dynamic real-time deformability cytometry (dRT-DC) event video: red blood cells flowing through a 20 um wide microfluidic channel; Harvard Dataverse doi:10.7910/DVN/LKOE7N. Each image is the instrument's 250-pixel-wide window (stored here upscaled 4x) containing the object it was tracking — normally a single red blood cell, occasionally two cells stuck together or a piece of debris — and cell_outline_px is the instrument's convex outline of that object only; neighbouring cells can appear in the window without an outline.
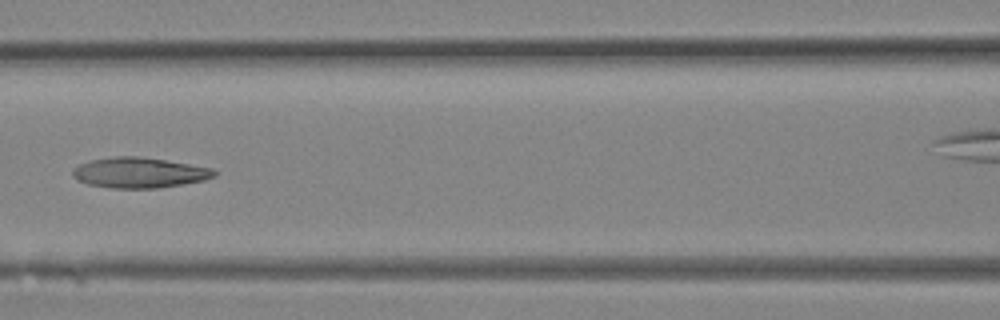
{"species": "Egyptian fruit bat (a non-hibernating species)", "species_latin": "Rousettus aegyptiacus", "temperature_condition": "room temperature", "stored_images_in_passage": 31, "camera_frame_rate_fps": 3000, "um_per_image_px": 0.085, "animal": {"sex": "female"}, "frame": {"image": 1, "passage_image": 13, "time_ms": 4.0, "image_size_px": [1000, 320], "cell_outline_px": [[216, 176], [204, 180], [184, 184], [156, 188], [112, 188], [88, 184], [72, 176], [72, 168], [80, 164], [92, 160], [116, 156], [136, 156], [164, 160], [212, 168], [216, 172]], "centroid_in_image_um": [11.84, 14.68], "position_along_channel_um": 154.8, "area_um2": 24.85}}
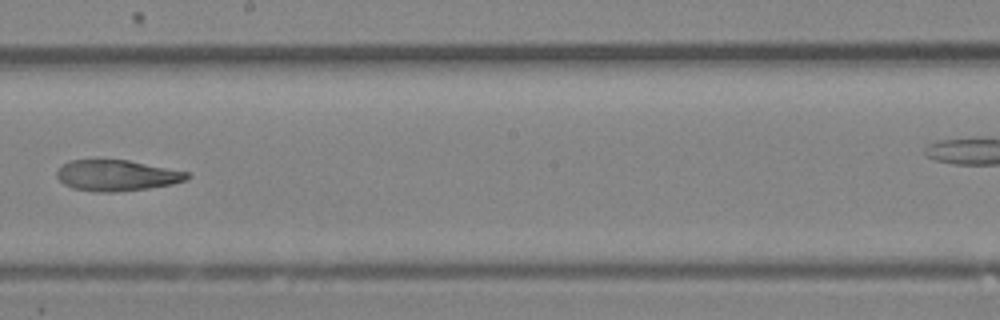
{"frame": {"image": 2, "passage_image": 17, "time_ms": 5.333, "image_size_px": [1000, 320], "cell_outline_px": [[192, 176], [184, 180], [172, 184], [148, 188], [112, 192], [96, 192], [72, 188], [64, 184], [56, 176], [56, 172], [68, 160], [96, 156], [128, 160], [188, 172]], "centroid_in_image_um": [9.85, 14.86], "position_along_channel_um": 238.3, "area_um2": 24.16}}
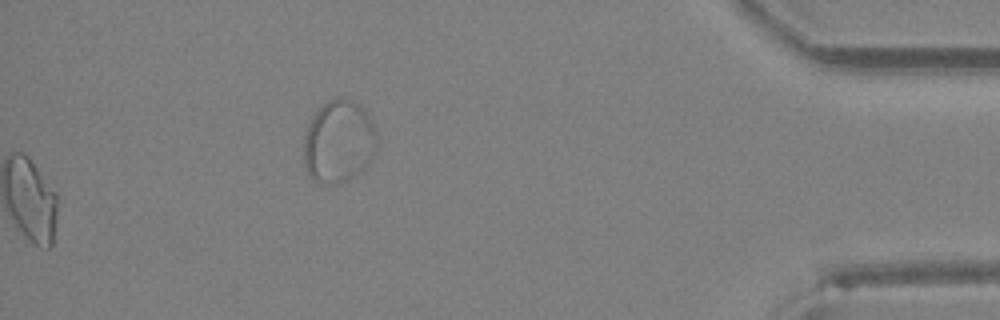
{"frame": {"image": 3, "passage_image": 31, "time_ms": 10.0, "image_size_px": [1000, 320], "cell_outline_px": [[376, 148], [368, 164], [360, 172], [348, 180], [336, 184], [320, 184], [312, 180], [308, 176], [304, 164], [304, 140], [308, 124], [312, 116], [320, 104], [328, 100], [352, 100], [360, 104], [364, 108], [372, 120], [376, 132]], "centroid_in_image_um": [28.77, 12.06], "position_along_channel_um": 406.4, "area_um2": 35.55}}